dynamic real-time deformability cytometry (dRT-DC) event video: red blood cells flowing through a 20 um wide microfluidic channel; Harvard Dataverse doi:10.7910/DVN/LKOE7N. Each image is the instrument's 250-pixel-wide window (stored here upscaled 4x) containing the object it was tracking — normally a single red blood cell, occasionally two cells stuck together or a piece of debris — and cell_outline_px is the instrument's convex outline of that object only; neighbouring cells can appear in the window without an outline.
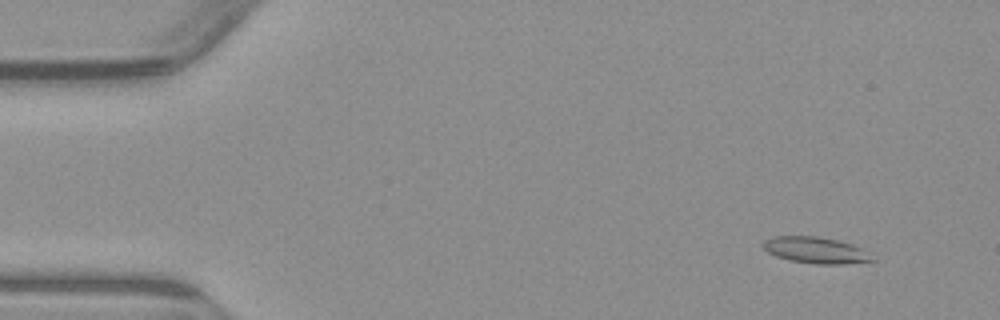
{"species": "common noctule bat (a hibernating species)", "species_latin": "Nyctalus noctula", "temperature_condition": "warm", "stored_images_in_passage": 5, "camera_frame_rate_fps": 3000, "um_per_image_px": 0.085, "animal": {"sex": "male", "body_mass_g": 23.1, "forearm_length_mm": 52.7}, "frame": {"image": 1, "passage_image": 2, "time_ms": 1.0, "image_size_px": [1000, 320], "cell_outline_px": [[876, 260], [844, 264], [816, 264], [788, 260], [776, 256], [768, 252], [760, 244], [764, 240], [772, 236], [816, 236], [836, 240], [852, 244], [868, 252]], "centroid_in_image_um": [69.3, 21.26], "position_along_channel_um": 15.7, "area_um2": 16.76}}
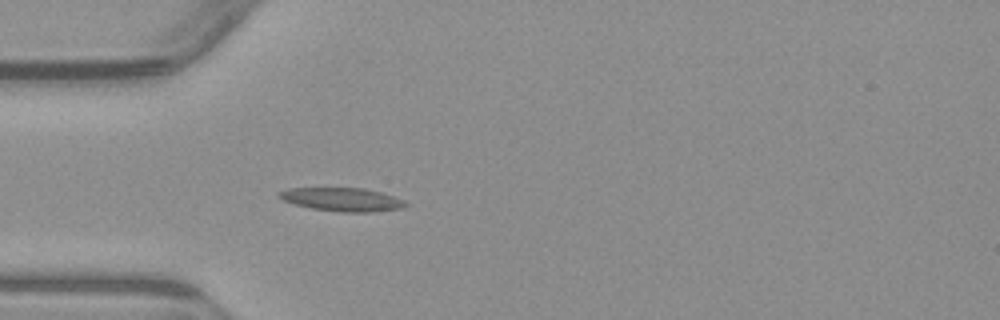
{"frame": {"image": 2, "passage_image": 5, "time_ms": 4.667, "image_size_px": [1000, 320], "cell_outline_px": [[408, 204], [400, 208], [372, 212], [340, 212], [312, 208], [296, 204], [284, 200], [276, 196], [280, 192], [288, 188], [364, 188], [380, 192], [404, 200]], "centroid_in_image_um": [29.08, 16.95], "position_along_channel_um": 55.9, "area_um2": 17.05}}